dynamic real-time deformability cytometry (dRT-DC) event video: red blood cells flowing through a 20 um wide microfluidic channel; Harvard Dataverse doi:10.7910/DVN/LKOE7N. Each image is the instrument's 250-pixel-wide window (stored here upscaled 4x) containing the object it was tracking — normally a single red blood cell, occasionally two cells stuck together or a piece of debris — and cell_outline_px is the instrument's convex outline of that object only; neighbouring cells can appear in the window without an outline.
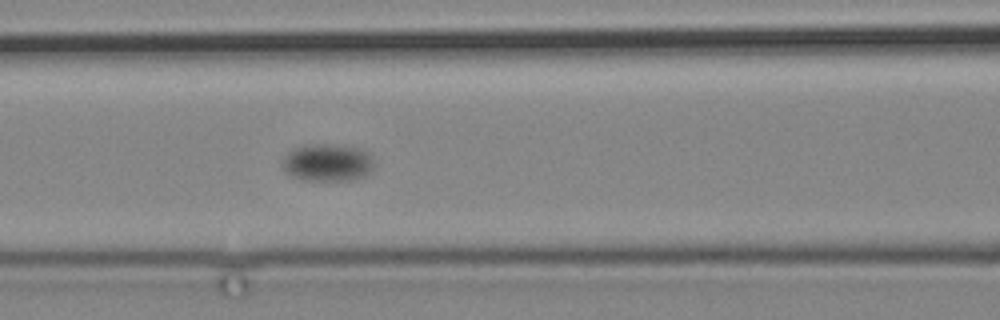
{"species": "common noctule bat (a hibernating species)", "species_latin": "Nyctalus noctula", "temperature_condition": "cold", "stored_images_in_passage": 4, "camera_frame_rate_fps": 3000, "um_per_image_px": 0.085, "animal": {"sex": "male", "body_mass_g": 19.2, "forearm_length_mm": 51.8}, "frame": {"image": 1, "passage_image": 4, "time_ms": 4.0, "image_size_px": [1000, 320], "cell_outline_px": [[372, 168], [364, 176], [352, 180], [304, 180], [288, 176], [284, 172], [280, 164], [284, 156], [292, 148], [308, 144], [328, 144], [360, 148], [368, 152], [372, 164]], "centroid_in_image_um": [27.74, 13.82], "position_along_channel_um": 138.9, "area_um2": 20.17}}